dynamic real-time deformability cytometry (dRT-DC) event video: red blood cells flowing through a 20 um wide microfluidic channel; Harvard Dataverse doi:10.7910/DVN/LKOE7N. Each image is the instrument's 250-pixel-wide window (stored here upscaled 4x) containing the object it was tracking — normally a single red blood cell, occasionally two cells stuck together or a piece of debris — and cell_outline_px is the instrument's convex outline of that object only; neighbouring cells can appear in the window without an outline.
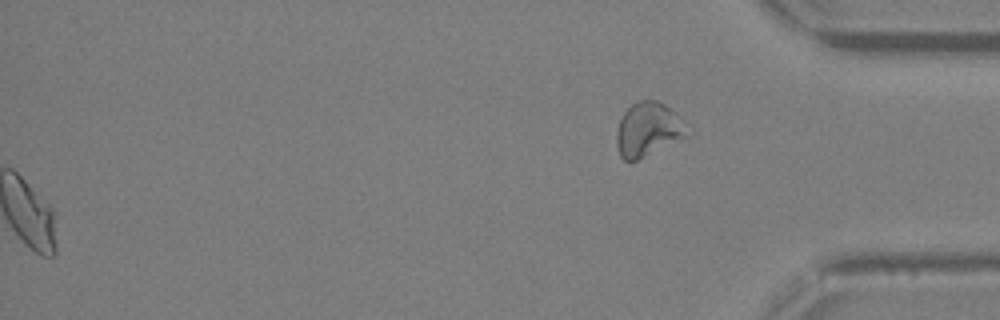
{"species": "Egyptian fruit bat (a non-hibernating species)", "species_latin": "Rousettus aegyptiacus", "temperature_condition": "warm", "stored_images_in_passage": 40, "segment_of_instrument_passage": [2, 2], "camera_frame_rate_fps": 3000, "um_per_image_px": 0.085, "animal": {"sex": "female"}, "frame": {"image": 1, "passage_image": 40, "time_ms": 13.0, "image_size_px": [1000, 320], "cell_outline_px": [[696, 132], [692, 136], [636, 160], [624, 160], [620, 156], [616, 144], [616, 132], [620, 120], [624, 112], [632, 104], [640, 100], [656, 100], [664, 104], [676, 112]], "centroid_in_image_um": [55.2, 11.01], "position_along_channel_um": 380.0, "area_um2": 22.95}}